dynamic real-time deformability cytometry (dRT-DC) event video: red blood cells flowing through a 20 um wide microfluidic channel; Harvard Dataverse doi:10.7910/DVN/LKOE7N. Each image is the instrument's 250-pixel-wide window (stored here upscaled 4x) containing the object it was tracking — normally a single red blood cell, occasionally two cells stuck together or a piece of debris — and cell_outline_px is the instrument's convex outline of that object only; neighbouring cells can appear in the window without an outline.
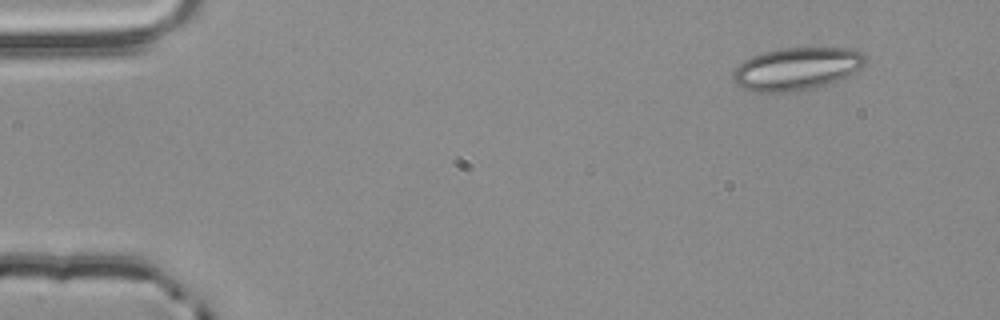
{"species": "common noctule bat (a hibernating species)", "species_latin": "Nyctalus noctula", "temperature_condition": "room temperature", "stored_images_in_passage": 3, "camera_frame_rate_fps": 3000, "um_per_image_px": 0.085, "animal": {"sex": "male", "body_mass_g": 20.4}, "frame": {"image": 1, "passage_image": 1, "time_ms": 0.0, "image_size_px": [1000, 320], "cell_outline_px": [[864, 64], [856, 72], [832, 84], [792, 92], [756, 92], [744, 88], [736, 84], [732, 80], [732, 72], [744, 60], [752, 56], [764, 52], [780, 48], [844, 48], [864, 52]], "centroid_in_image_um": [67.72, 5.86], "position_along_channel_um": 17.3, "area_um2": 33.0}}